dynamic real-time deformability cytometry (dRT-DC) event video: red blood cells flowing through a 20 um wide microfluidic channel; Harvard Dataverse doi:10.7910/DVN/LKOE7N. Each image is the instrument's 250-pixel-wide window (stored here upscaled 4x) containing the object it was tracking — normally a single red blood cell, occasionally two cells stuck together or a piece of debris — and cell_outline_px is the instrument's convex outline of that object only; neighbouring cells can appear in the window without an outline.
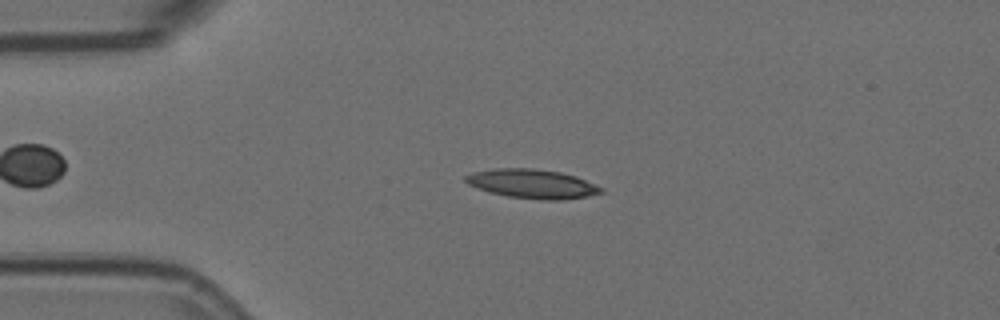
{"species": "Egyptian fruit bat (a non-hibernating species)", "species_latin": "Rousettus aegyptiacus", "temperature_condition": "room temperature", "stored_images_in_passage": 39, "camera_frame_rate_fps": 3000, "um_per_image_px": 0.085, "animal": {"sex": "female"}, "frame": {"image": 1, "passage_image": 12, "time_ms": 3.667, "image_size_px": [1000, 320], "cell_outline_px": [[604, 192], [588, 196], [564, 200], [540, 200], [508, 196], [488, 192], [476, 188], [468, 184], [464, 180], [464, 176], [472, 172], [496, 168], [532, 168], [560, 172], [576, 176], [596, 184], [604, 188]], "centroid_in_image_um": [45.25, 15.63], "position_along_channel_um": 39.8, "area_um2": 23.24}}
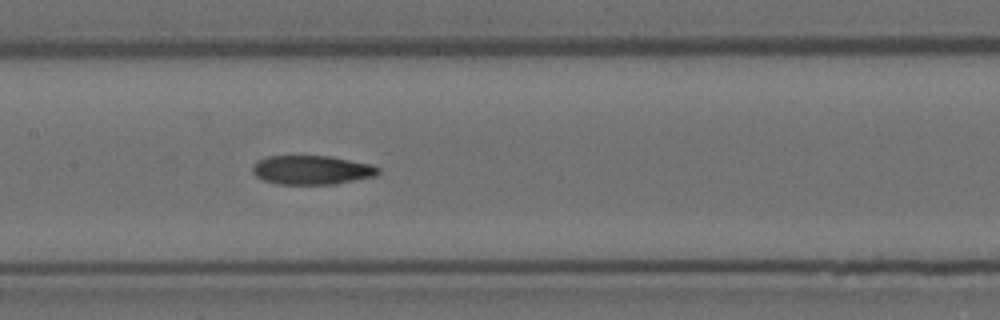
{"frame": {"image": 2, "passage_image": 26, "time_ms": 8.333, "image_size_px": [1000, 320], "cell_outline_px": [[380, 172], [376, 176], [336, 184], [276, 184], [264, 180], [256, 176], [252, 172], [252, 164], [256, 160], [268, 156], [328, 156], [372, 164], [380, 168]], "centroid_in_image_um": [26.49, 14.45], "position_along_channel_um": 180.9, "area_um2": 21.44}}
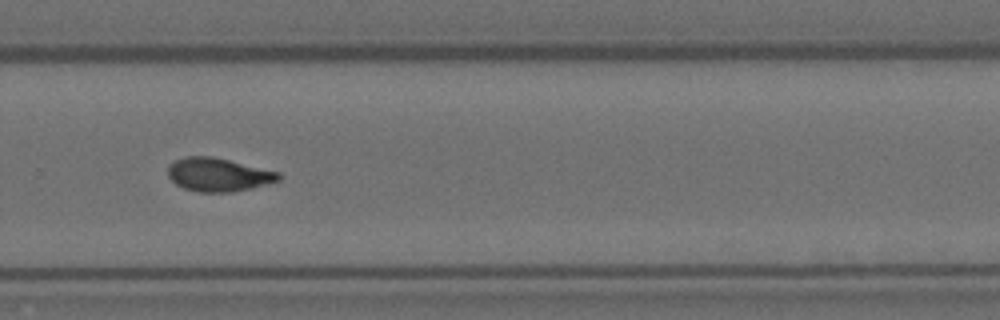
{"frame": {"image": 3, "passage_image": 37, "time_ms": 12.0, "image_size_px": [1000, 320], "cell_outline_px": [[284, 176], [280, 180], [268, 184], [252, 188], [228, 192], [200, 192], [184, 188], [176, 184], [168, 176], [168, 164], [184, 156], [212, 156], [280, 172]], "centroid_in_image_um": [18.58, 14.84], "position_along_channel_um": 311.2, "area_um2": 21.68}}